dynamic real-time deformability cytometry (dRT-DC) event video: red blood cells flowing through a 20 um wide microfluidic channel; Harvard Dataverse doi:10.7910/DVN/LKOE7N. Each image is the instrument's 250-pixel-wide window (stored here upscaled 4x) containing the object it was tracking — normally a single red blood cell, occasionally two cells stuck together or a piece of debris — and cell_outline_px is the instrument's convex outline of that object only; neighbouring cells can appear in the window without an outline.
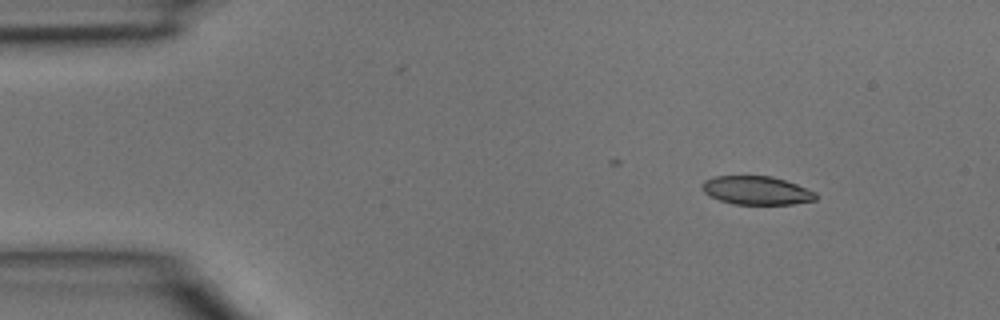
{"species": "common noctule bat (a hibernating species)", "species_latin": "Nyctalus noctula", "temperature_condition": "room temperature", "stored_images_in_passage": 3, "camera_frame_rate_fps": 3000, "um_per_image_px": 0.085, "animal": {"sex": "male", "body_mass_g": 15.6}, "frame": {"image": 1, "passage_image": 1, "time_ms": 0.0, "image_size_px": [1000, 320], "cell_outline_px": [[816, 200], [792, 204], [736, 204], [720, 200], [704, 192], [700, 188], [700, 184], [704, 180], [712, 176], [772, 176], [796, 184], [816, 192]], "centroid_in_image_um": [64.28, 16.18], "position_along_channel_um": 20.7, "area_um2": 18.84}}
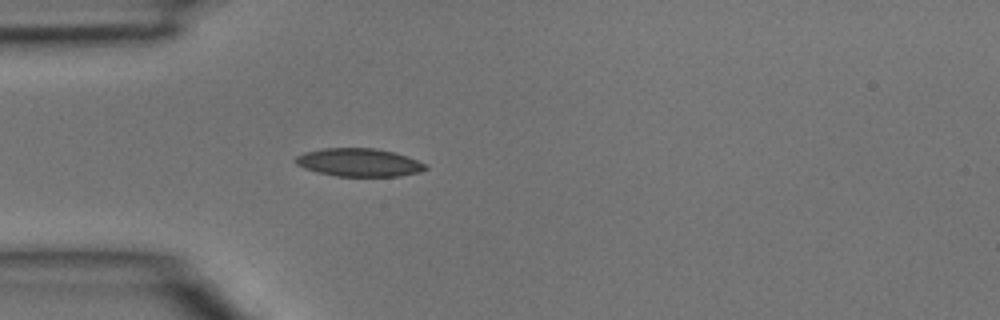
{"frame": {"image": 2, "passage_image": 3, "time_ms": 0.667, "image_size_px": [1000, 320], "cell_outline_px": [[428, 168], [420, 172], [400, 176], [336, 176], [316, 172], [304, 168], [296, 164], [292, 160], [296, 156], [304, 152], [324, 148], [376, 148], [396, 152], [428, 164]], "centroid_in_image_um": [30.52, 13.8], "position_along_channel_um": 54.5, "area_um2": 21.56}}